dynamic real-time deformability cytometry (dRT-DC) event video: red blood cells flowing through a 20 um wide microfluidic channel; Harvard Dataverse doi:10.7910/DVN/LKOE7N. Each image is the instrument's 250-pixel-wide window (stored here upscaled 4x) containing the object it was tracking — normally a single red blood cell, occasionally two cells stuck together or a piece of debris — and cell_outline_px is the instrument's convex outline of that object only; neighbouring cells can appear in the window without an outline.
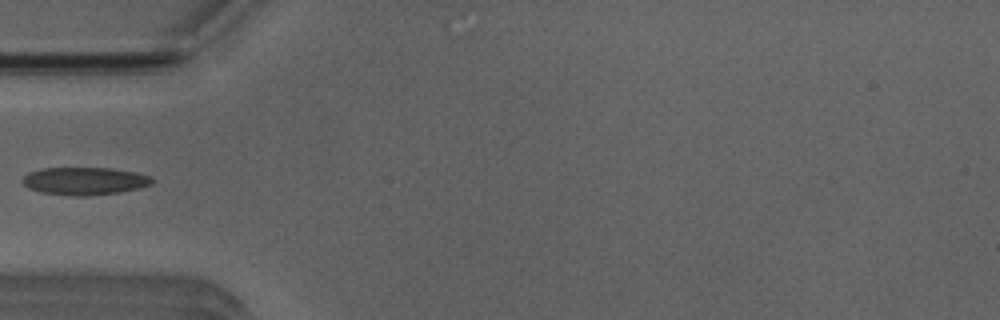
{"species": "Egyptian fruit bat (a non-hibernating species)", "species_latin": "Rousettus aegyptiacus", "temperature_condition": "room temperature", "stored_images_in_passage": 2, "camera_frame_rate_fps": 3000, "um_per_image_px": 0.085, "animal": {"sex": "male"}, "frame": {"image": 1, "passage_image": 1, "time_ms": 0.0, "image_size_px": [1000, 320], "cell_outline_px": [[156, 180], [152, 184], [140, 188], [120, 192], [84, 196], [76, 196], [40, 192], [28, 188], [20, 180], [28, 172], [44, 168], [112, 168], [136, 172], [152, 176]], "centroid_in_image_um": [7.23, 15.38], "position_along_channel_um": 77.8, "area_um2": 21.1}}